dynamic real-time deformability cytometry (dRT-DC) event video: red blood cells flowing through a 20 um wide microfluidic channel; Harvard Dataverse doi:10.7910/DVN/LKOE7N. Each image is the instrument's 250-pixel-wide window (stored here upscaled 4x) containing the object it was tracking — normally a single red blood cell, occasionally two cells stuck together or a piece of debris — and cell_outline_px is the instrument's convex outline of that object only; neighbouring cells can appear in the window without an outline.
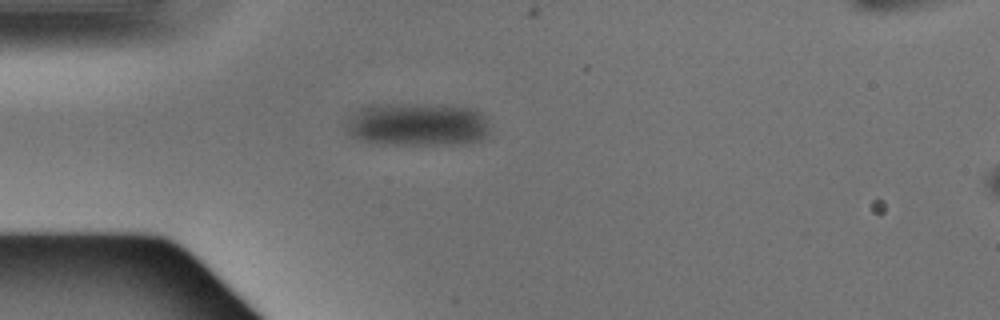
{"species": "Egyptian fruit bat (a non-hibernating species)", "species_latin": "Rousettus aegyptiacus", "temperature_condition": "warm", "stored_images_in_passage": 2, "camera_frame_rate_fps": 3000, "um_per_image_px": 0.085, "animal": {"sex": "male"}, "frame": {"image": 1, "passage_image": 1, "time_ms": 0.0, "image_size_px": [1000, 320], "cell_outline_px": [[488, 136], [480, 140], [468, 144], [384, 144], [364, 140], [352, 136], [344, 132], [344, 120], [356, 108], [364, 104], [444, 104], [476, 108], [484, 116], [488, 124]], "centroid_in_image_um": [35.43, 10.55], "position_along_channel_um": 49.6, "area_um2": 37.34}}